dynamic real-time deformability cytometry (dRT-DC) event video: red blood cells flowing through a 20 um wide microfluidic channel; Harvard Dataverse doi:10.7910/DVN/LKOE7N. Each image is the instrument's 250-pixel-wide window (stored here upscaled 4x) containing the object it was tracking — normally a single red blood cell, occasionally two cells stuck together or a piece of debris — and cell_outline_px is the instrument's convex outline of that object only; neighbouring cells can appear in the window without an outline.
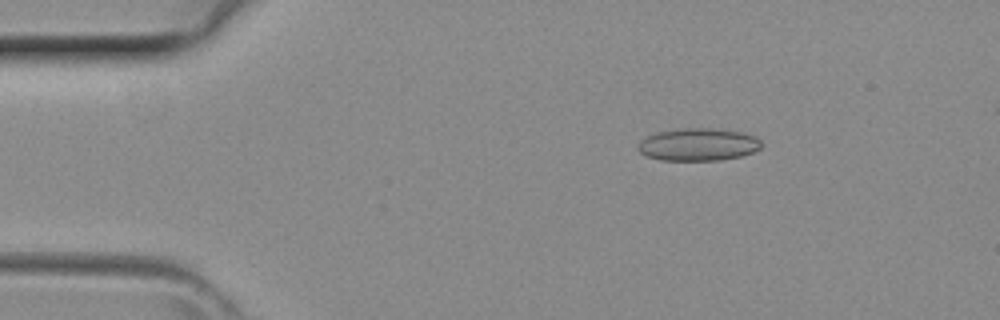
{"species": "common noctule bat (a hibernating species)", "species_latin": "Nyctalus noctula", "temperature_condition": "room temperature", "stored_images_in_passage": 39, "camera_frame_rate_fps": 3000, "um_per_image_px": 0.085, "animal": {"sex": "female", "body_mass_g": 29.2, "forearm_length_mm": 56.3}, "frame": {"image": 1, "passage_image": 3, "time_ms": 0.667, "image_size_px": [1000, 320], "cell_outline_px": [[760, 148], [752, 152], [740, 156], [720, 160], [660, 160], [648, 156], [640, 152], [636, 148], [640, 140], [656, 132], [684, 128], [712, 128], [740, 132], [756, 136], [760, 140]], "centroid_in_image_um": [59.32, 12.28], "position_along_channel_um": 25.7, "area_um2": 23.29}}
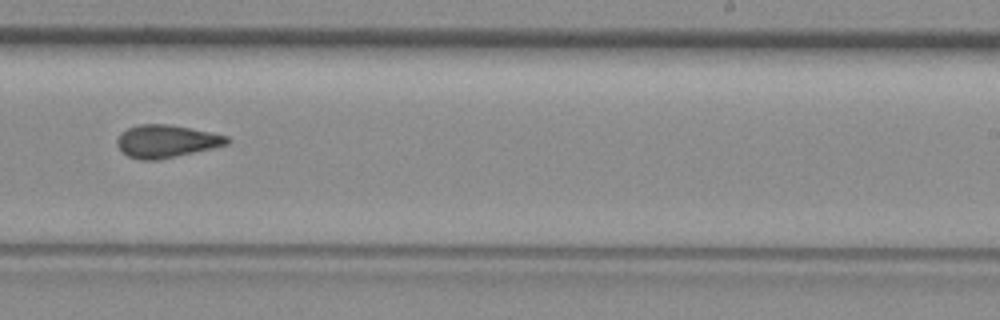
{"frame": {"image": 2, "passage_image": 22, "time_ms": 7.0, "image_size_px": [1000, 320], "cell_outline_px": [[232, 140], [228, 144], [156, 160], [140, 160], [128, 156], [116, 144], [116, 140], [128, 128], [140, 124], [168, 124], [212, 132], [228, 136]], "centroid_in_image_um": [14.16, 11.99], "position_along_channel_um": 274.8, "area_um2": 20.58}}
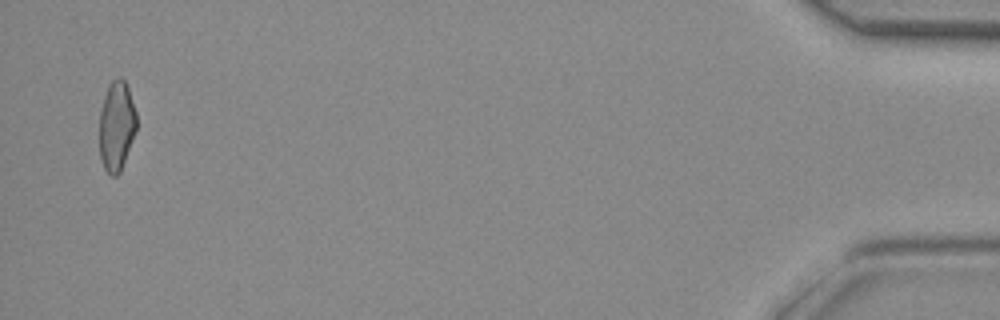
{"frame": {"image": 3, "passage_image": 37, "time_ms": 12.0, "image_size_px": [1000, 320], "cell_outline_px": [[136, 128], [132, 140], [120, 172], [116, 176], [112, 176], [104, 168], [100, 160], [100, 112], [104, 96], [108, 84], [112, 80], [120, 76], [124, 80], [128, 88], [136, 112]], "centroid_in_image_um": [9.89, 10.69], "position_along_channel_um": 425.3, "area_um2": 19.25}}